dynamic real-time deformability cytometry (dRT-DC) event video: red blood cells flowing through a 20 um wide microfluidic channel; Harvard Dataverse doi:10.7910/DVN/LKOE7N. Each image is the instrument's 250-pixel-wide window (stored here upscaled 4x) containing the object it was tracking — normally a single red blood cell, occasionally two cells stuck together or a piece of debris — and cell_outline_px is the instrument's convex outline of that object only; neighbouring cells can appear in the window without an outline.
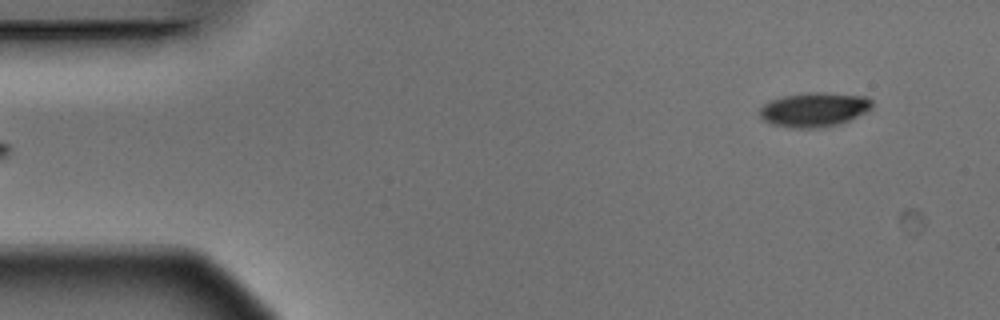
{"species": "Egyptian fruit bat (a non-hibernating species)", "species_latin": "Rousettus aegyptiacus", "temperature_condition": "warm", "stored_images_in_passage": 5, "segment_of_instrument_passage": [2, 2], "camera_frame_rate_fps": 3000, "um_per_image_px": 0.085, "animal": {"sex": "male"}, "frame": {"image": 1, "passage_image": 5, "time_ms": 1.333, "image_size_px": [1000, 320], "cell_outline_px": [[872, 108], [840, 124], [812, 128], [796, 128], [772, 124], [764, 120], [760, 116], [760, 108], [768, 100], [784, 96], [804, 92], [828, 92], [868, 96], [872, 100]], "centroid_in_image_um": [69.2, 9.29], "position_along_channel_um": 15.8, "area_um2": 22.54}}